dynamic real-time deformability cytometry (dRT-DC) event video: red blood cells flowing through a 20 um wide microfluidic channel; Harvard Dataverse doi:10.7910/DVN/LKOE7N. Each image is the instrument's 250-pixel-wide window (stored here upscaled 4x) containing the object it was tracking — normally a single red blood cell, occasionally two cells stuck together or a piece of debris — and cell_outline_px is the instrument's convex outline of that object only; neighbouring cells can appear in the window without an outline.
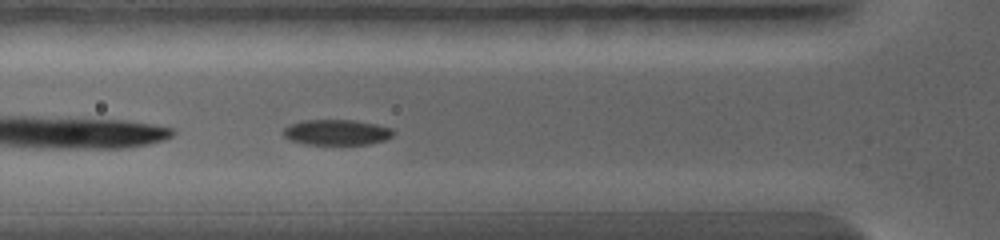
{"species": "common noctule bat (a hibernating species)", "species_latin": "Nyctalus noctula", "temperature_condition": "warm", "stored_images_in_passage": 28, "camera_frame_rate_fps": 5000, "um_per_image_px": 0.085, "animal": {"sex": "female", "body_mass_g": 19.0, "forearm_length_mm": 56.7}, "frame": {"image": 1, "passage_image": 6, "time_ms": 1.2, "image_size_px": [1000, 240], "cell_outline_px": [[396, 132], [392, 136], [384, 140], [368, 144], [308, 144], [292, 140], [284, 136], [284, 128], [288, 124], [304, 120], [356, 120], [376, 124], [392, 128]], "centroid_in_image_um": [28.65, 11.23], "position_along_channel_um": 97.2, "area_um2": 16.3}}
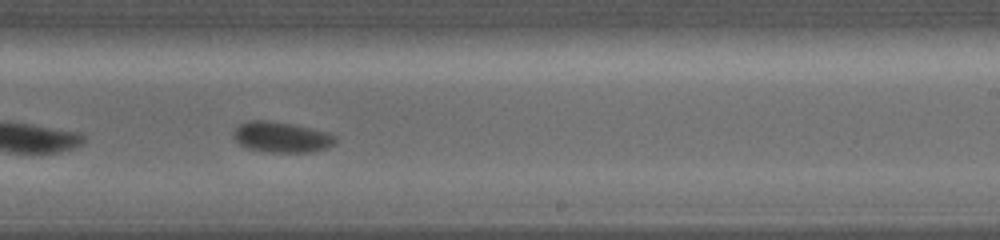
{"frame": {"image": 2, "passage_image": 16, "time_ms": 4.4, "image_size_px": [1000, 240], "cell_outline_px": [[336, 140], [332, 144], [324, 148], [312, 152], [268, 152], [248, 148], [240, 144], [232, 136], [232, 132], [240, 124], [248, 120], [268, 120], [292, 124], [324, 132], [336, 136]], "centroid_in_image_um": [23.86, 11.65], "position_along_channel_um": 265.1, "area_um2": 17.92}}
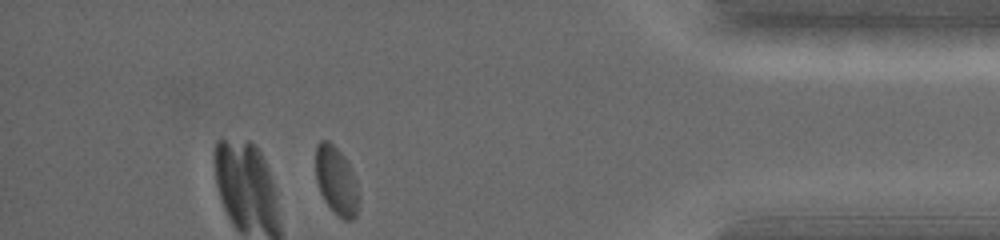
{"frame": {"image": 3, "passage_image": 27, "time_ms": 7.8, "image_size_px": [1000, 240], "cell_outline_px": [[356, 216], [352, 220], [344, 220], [324, 200], [320, 192], [316, 180], [316, 144], [320, 140], [328, 140], [344, 156], [356, 180]], "centroid_in_image_um": [28.54, 15.32], "position_along_channel_um": 406.7, "area_um2": 16.53}}